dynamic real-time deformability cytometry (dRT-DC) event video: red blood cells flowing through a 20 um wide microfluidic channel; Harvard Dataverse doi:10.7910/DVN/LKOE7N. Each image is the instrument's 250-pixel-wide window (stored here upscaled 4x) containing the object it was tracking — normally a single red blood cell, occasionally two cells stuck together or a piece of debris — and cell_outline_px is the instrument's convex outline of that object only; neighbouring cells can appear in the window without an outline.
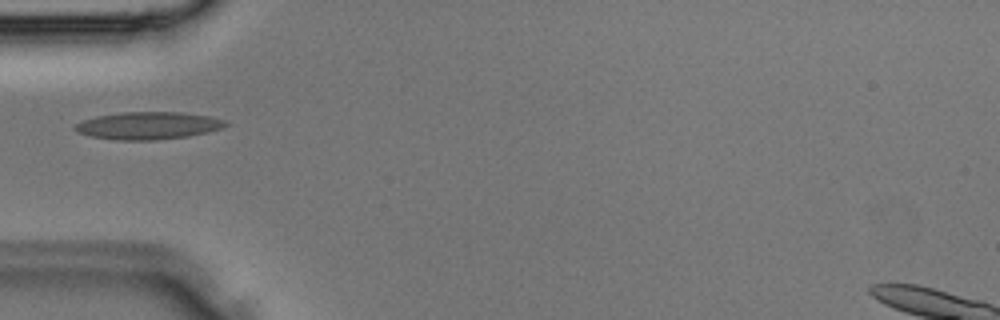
{"species": "Egyptian fruit bat (a non-hibernating species)", "species_latin": "Rousettus aegyptiacus", "temperature_condition": "room temperature", "stored_images_in_passage": 25, "camera_frame_rate_fps": 3000, "um_per_image_px": 0.085, "animal": {"sex": "male"}, "frame": {"image": 1, "passage_image": 1, "time_ms": 0.0, "image_size_px": [1000, 320], "cell_outline_px": [[228, 124], [224, 128], [208, 132], [188, 136], [156, 140], [120, 140], [92, 136], [76, 132], [72, 128], [76, 124], [84, 120], [96, 116], [124, 112], [180, 112], [212, 116], [224, 120]], "centroid_in_image_um": [12.63, 10.67], "position_along_channel_um": 72.4, "area_um2": 24.1}}
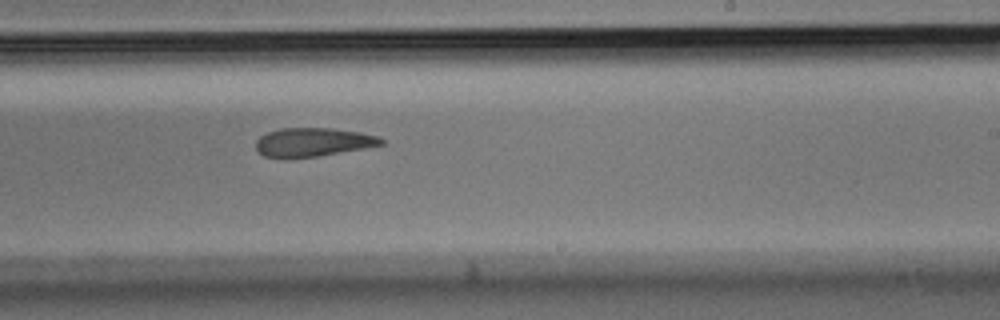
{"frame": {"image": 2, "passage_image": 11, "time_ms": 3.333, "image_size_px": [1000, 320], "cell_outline_px": [[384, 144], [364, 148], [316, 156], [264, 156], [256, 148], [256, 140], [260, 136], [268, 132], [280, 128], [332, 128], [360, 132], [376, 136], [384, 140]], "centroid_in_image_um": [26.62, 12.05], "position_along_channel_um": 262.4, "area_um2": 20.35}}
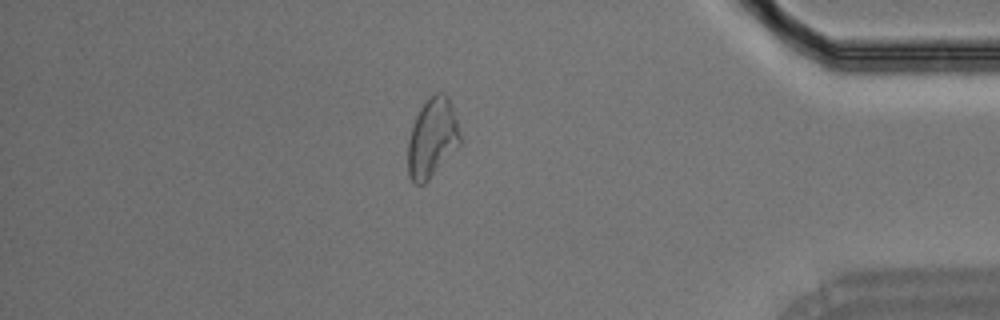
{"frame": {"image": 3, "passage_image": 20, "time_ms": 6.333, "image_size_px": [1000, 320], "cell_outline_px": [[460, 144], [428, 180], [424, 184], [416, 184], [408, 176], [408, 140], [412, 124], [420, 108], [436, 92], [444, 92], [448, 96], [456, 120], [460, 136]], "centroid_in_image_um": [36.71, 11.73], "position_along_channel_um": 398.5, "area_um2": 23.7}}